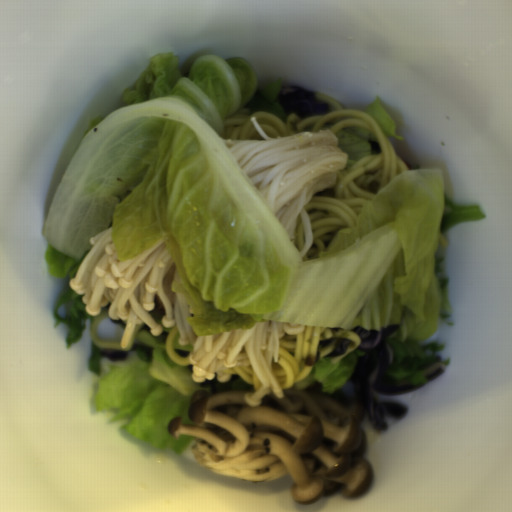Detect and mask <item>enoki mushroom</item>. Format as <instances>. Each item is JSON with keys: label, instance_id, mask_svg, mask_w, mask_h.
<instances>
[{"label": "enoki mushroom", "instance_id": "cea9216a", "mask_svg": "<svg viewBox=\"0 0 512 512\" xmlns=\"http://www.w3.org/2000/svg\"><path fill=\"white\" fill-rule=\"evenodd\" d=\"M88 256L69 287L82 296L89 314L125 320L121 347L130 345L135 329L143 323L155 337L165 328H176L178 344H191L189 359L196 383L212 380L223 367H233L245 347L252 369L263 387L272 386L274 395L285 396L271 370L278 360L279 341L285 333H302L304 325L263 320L251 327H232L219 335L195 334L188 322L190 305L173 291L174 264L163 238L154 241L135 257L115 255L112 224L89 240Z\"/></svg>", "mask_w": 512, "mask_h": 512}, {"label": "enoki mushroom", "instance_id": "6df1b440", "mask_svg": "<svg viewBox=\"0 0 512 512\" xmlns=\"http://www.w3.org/2000/svg\"><path fill=\"white\" fill-rule=\"evenodd\" d=\"M252 123L264 141L222 139L254 190L272 211L300 258L311 251L313 232L308 203L333 187L347 156L332 129L269 136L255 116ZM302 214L306 248L293 244L297 216Z\"/></svg>", "mask_w": 512, "mask_h": 512}]
</instances>
